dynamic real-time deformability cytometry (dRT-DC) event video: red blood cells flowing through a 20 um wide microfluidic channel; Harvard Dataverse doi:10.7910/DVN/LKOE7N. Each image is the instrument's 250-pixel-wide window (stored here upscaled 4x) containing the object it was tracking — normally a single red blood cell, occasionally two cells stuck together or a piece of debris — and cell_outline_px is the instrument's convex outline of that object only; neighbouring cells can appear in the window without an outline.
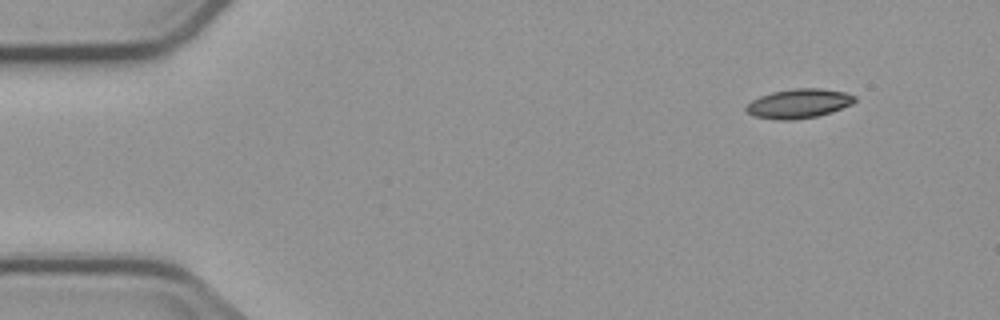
{"species": "common noctule bat (a hibernating species)", "species_latin": "Nyctalus noctula", "temperature_condition": "cold", "stored_images_in_passage": 4, "camera_frame_rate_fps": 3000, "um_per_image_px": 0.085, "animal": {"sex": "male", "body_mass_g": 23.1, "forearm_length_mm": 52.7}, "frame": {"image": 1, "passage_image": 1, "time_ms": 0.0, "image_size_px": [1000, 320], "cell_outline_px": [[856, 100], [852, 104], [832, 112], [816, 116], [792, 120], [776, 120], [752, 116], [744, 108], [752, 100], [760, 96], [772, 92], [796, 88], [820, 88], [848, 92], [856, 96]], "centroid_in_image_um": [67.91, 8.8], "position_along_channel_um": 17.1, "area_um2": 18.67}}
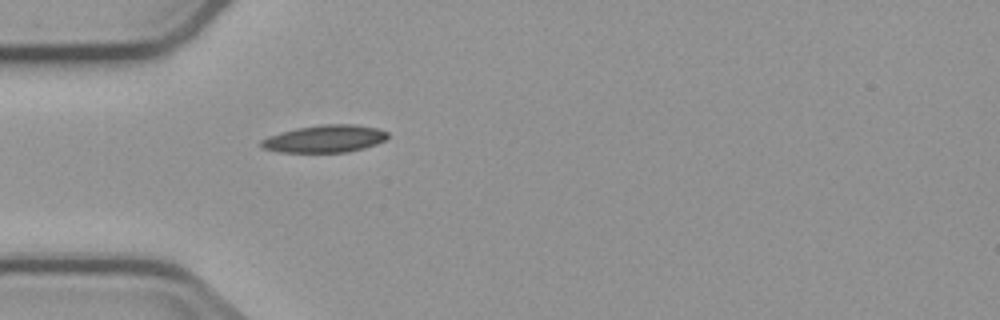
{"frame": {"image": 2, "passage_image": 4, "time_ms": 3.667, "image_size_px": [1000, 320], "cell_outline_px": [[388, 136], [384, 140], [376, 144], [364, 148], [348, 152], [276, 152], [264, 148], [260, 144], [260, 140], [268, 136], [280, 132], [296, 128], [324, 124], [356, 124], [376, 128], [388, 132]], "centroid_in_image_um": [27.59, 11.79], "position_along_channel_um": 57.4, "area_um2": 20.23}}